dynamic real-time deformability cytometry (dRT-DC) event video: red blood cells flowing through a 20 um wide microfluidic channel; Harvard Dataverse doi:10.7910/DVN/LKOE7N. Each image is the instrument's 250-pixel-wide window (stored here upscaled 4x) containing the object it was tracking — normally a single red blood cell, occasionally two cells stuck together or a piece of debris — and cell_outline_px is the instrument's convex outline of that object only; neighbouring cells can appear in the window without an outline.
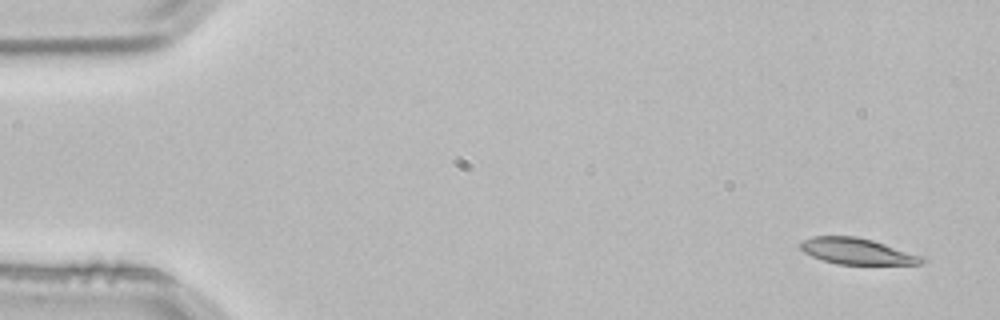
{"species": "common noctule bat (a hibernating species)", "species_latin": "Nyctalus noctula", "temperature_condition": "room temperature", "stored_images_in_passage": 5, "camera_frame_rate_fps": 3000, "um_per_image_px": 0.085, "animal": {"sex": "male", "body_mass_g": 21.5, "forearm_length_mm": 52.0}, "frame": {"image": 1, "passage_image": 1, "time_ms": 0.0, "image_size_px": [1000, 320], "cell_outline_px": [[928, 260], [920, 264], [836, 264], [812, 256], [804, 252], [800, 248], [800, 244], [804, 240], [812, 236], [856, 236], [872, 240], [924, 256]], "centroid_in_image_um": [72.88, 21.36], "position_along_channel_um": 12.1, "area_um2": 18.44}}
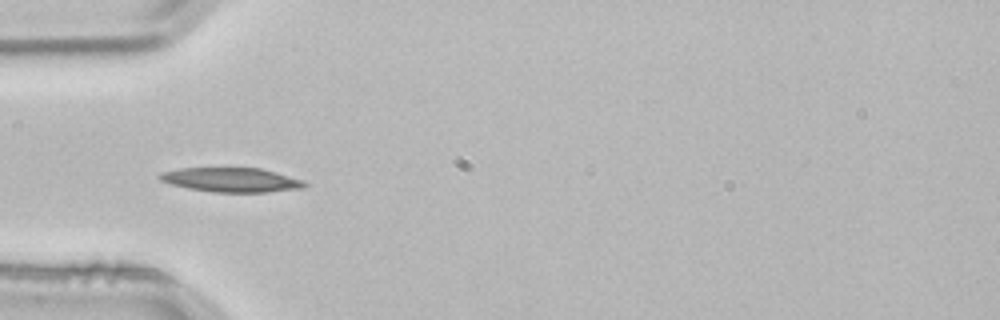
{"frame": {"image": 2, "passage_image": 4, "time_ms": 1.0, "image_size_px": [1000, 320], "cell_outline_px": [[308, 184], [304, 188], [268, 192], [212, 192], [188, 188], [172, 184], [160, 180], [156, 176], [160, 172], [180, 168], [260, 168], [304, 180]], "centroid_in_image_um": [19.66, 15.29], "position_along_channel_um": 65.3, "area_um2": 20.58}}